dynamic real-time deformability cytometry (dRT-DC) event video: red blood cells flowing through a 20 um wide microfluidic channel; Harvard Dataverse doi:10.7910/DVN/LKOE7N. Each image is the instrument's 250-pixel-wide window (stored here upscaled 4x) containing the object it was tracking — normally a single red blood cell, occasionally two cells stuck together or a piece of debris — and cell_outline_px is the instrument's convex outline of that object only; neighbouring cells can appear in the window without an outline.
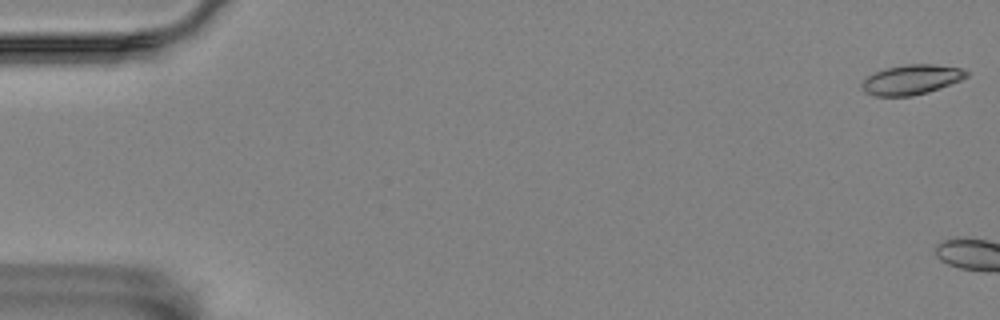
{"species": "Egyptian fruit bat (a non-hibernating species)", "species_latin": "Rousettus aegyptiacus", "temperature_condition": "room temperature", "stored_images_in_passage": 4, "camera_frame_rate_fps": 3000, "um_per_image_px": 0.085, "animal": {"sex": "female"}, "frame": {"image": 1, "passage_image": 1, "time_ms": 0.0, "image_size_px": [1000, 320], "cell_outline_px": [[968, 76], [960, 80], [940, 88], [928, 92], [912, 96], [872, 96], [864, 92], [860, 88], [860, 84], [868, 76], [884, 68], [904, 64], [936, 64], [960, 68], [968, 72]], "centroid_in_image_um": [77.43, 6.77], "position_along_channel_um": 7.6, "area_um2": 18.32}}